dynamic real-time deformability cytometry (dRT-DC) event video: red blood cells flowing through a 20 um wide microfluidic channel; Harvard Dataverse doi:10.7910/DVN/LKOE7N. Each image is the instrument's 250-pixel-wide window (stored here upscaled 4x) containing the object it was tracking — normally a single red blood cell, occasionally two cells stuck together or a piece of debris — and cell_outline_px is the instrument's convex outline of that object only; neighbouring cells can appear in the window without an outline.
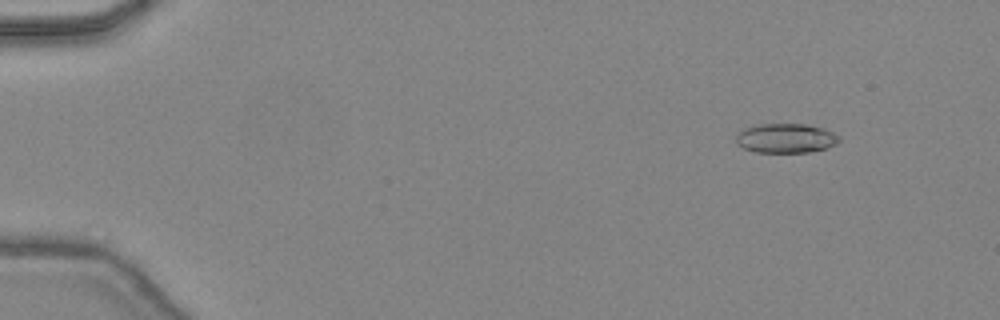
{"species": "common noctule bat (a hibernating species)", "species_latin": "Nyctalus noctula", "temperature_condition": "warm", "stored_images_in_passage": 46, "camera_frame_rate_fps": 3000, "um_per_image_px": 0.085, "animal": {"sex": "female", "body_mass_g": 24.6, "forearm_length_mm": 56.2}, "frame": {"image": 1, "passage_image": 5, "time_ms": 1.333, "image_size_px": [1000, 320], "cell_outline_px": [[840, 140], [836, 144], [828, 148], [808, 152], [756, 152], [744, 148], [736, 144], [736, 136], [744, 128], [760, 124], [808, 124], [824, 128], [840, 136]], "centroid_in_image_um": [66.82, 11.75], "position_along_channel_um": 18.2, "area_um2": 17.74}}
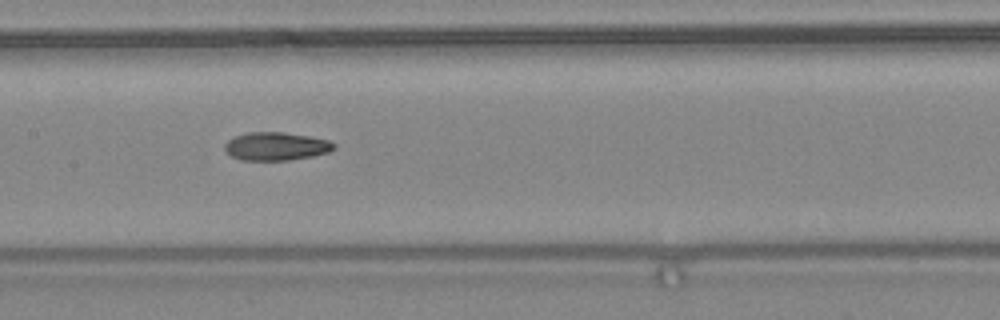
{"frame": {"image": 2, "passage_image": 24, "time_ms": 7.667, "image_size_px": [1000, 320], "cell_outline_px": [[336, 148], [328, 152], [312, 156], [288, 160], [240, 160], [224, 152], [224, 144], [228, 140], [236, 136], [248, 132], [284, 132], [308, 136], [328, 140], [336, 144]], "centroid_in_image_um": [23.44, 12.43], "position_along_channel_um": 184.0, "area_um2": 17.98}}
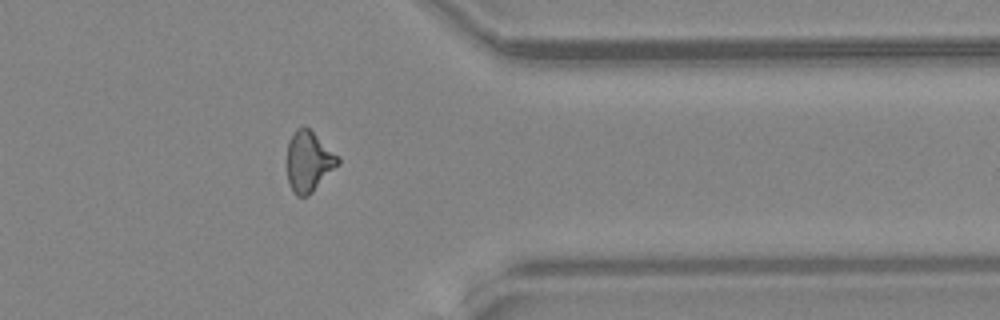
{"frame": {"image": 3, "passage_image": 38, "time_ms": 12.333, "image_size_px": [1000, 320], "cell_outline_px": [[340, 164], [308, 196], [296, 196], [288, 180], [288, 140], [292, 132], [296, 128], [308, 128], [340, 160]], "centroid_in_image_um": [26.22, 13.75], "position_along_channel_um": 385.2, "area_um2": 17.4}, "authors_computed_cell_mechanics": {"area_um2": 17.7446, "velocity_mm_per_s": 4.5197, "shape_relaxation_time_tau1_ms": 9.2174, "shape_relaxation_time_tau2_ms": 2.8652, "deformation_change_tau1": 0.2602, "deformation_change_tau2": 0.1125}}